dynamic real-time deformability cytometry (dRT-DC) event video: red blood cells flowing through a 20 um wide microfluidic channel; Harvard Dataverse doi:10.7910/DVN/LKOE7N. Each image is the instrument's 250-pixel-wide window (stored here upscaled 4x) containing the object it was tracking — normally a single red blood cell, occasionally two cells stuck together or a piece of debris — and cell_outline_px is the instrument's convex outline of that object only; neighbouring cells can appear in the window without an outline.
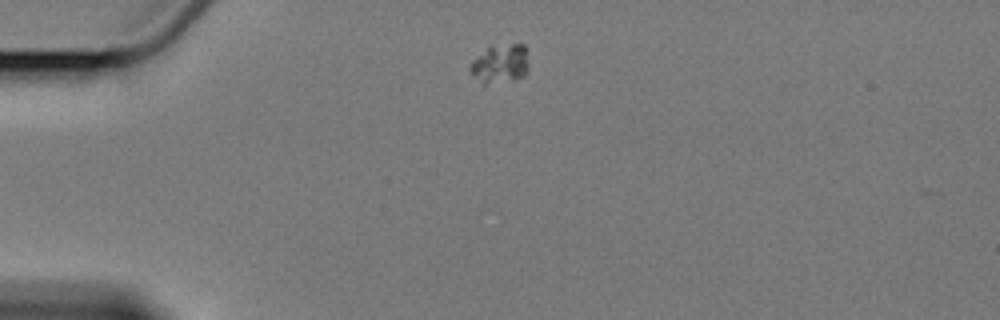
{"species": "Egyptian fruit bat (a non-hibernating species)", "species_latin": "Rousettus aegyptiacus", "temperature_condition": "cold", "stored_images_in_passage": 2, "camera_frame_rate_fps": 3000, "um_per_image_px": 0.085, "animal": {"sex": "female"}, "frame": {"image": 1, "passage_image": 1, "time_ms": 0.0, "image_size_px": [1000, 320], "cell_outline_px": [[528, 72], [524, 76], [516, 80], [484, 84], [468, 68], [468, 64], [488, 44], [524, 44], [528, 64]], "centroid_in_image_um": [42.51, 5.38], "position_along_channel_um": 42.5, "area_um2": 13.58}}